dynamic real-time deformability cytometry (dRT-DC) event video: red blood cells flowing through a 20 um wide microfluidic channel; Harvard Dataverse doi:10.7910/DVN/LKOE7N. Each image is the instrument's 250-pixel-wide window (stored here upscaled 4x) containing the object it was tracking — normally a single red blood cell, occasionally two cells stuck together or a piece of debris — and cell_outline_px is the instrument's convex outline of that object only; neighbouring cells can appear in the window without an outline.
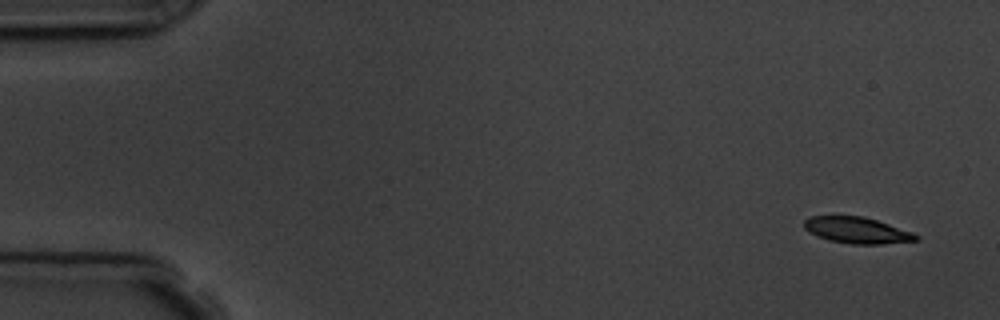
{"species": "common noctule bat (a hibernating species)", "species_latin": "Nyctalus noctula", "temperature_condition": "room temperature", "stored_images_in_passage": 5, "camera_frame_rate_fps": 3000, "um_per_image_px": 0.085, "animal": {"sex": "male", "body_mass_g": 19.5, "forearm_length_mm": 54.6}, "frame": {"image": 1, "passage_image": 1, "time_ms": 0.0, "image_size_px": [1000, 320], "cell_outline_px": [[920, 240], [880, 244], [852, 244], [828, 240], [816, 236], [808, 232], [804, 228], [804, 220], [812, 216], [864, 216], [912, 232], [920, 236]], "centroid_in_image_um": [72.83, 19.58], "position_along_channel_um": 12.2, "area_um2": 17.11}}
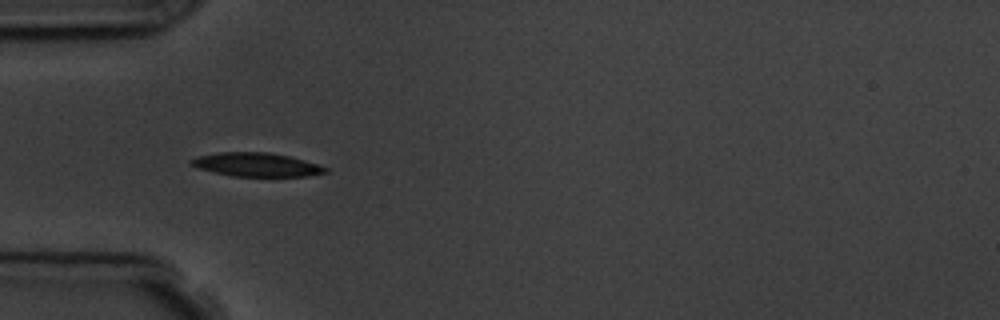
{"frame": {"image": 2, "passage_image": 4, "time_ms": 4.667, "image_size_px": [1000, 320], "cell_outline_px": [[328, 172], [308, 176], [232, 176], [200, 168], [192, 164], [188, 160], [196, 156], [220, 152], [268, 152], [288, 156], [304, 160], [328, 168]], "centroid_in_image_um": [21.81, 13.99], "position_along_channel_um": 63.2, "area_um2": 18.32}}